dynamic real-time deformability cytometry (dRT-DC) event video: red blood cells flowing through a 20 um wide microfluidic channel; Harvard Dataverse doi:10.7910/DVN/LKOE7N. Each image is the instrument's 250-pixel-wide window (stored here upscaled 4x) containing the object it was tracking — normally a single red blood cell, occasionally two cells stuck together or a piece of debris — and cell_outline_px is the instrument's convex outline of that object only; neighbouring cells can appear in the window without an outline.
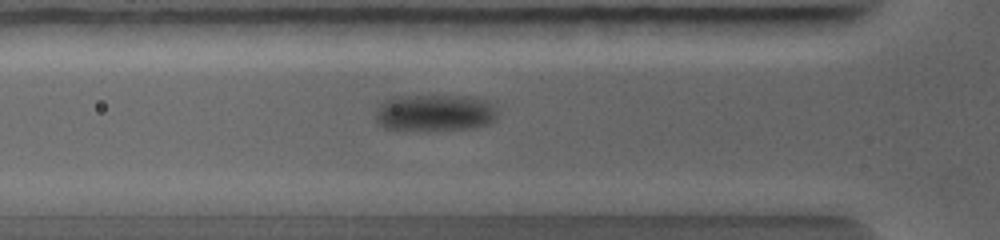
{"species": "common noctule bat (a hibernating species)", "species_latin": "Nyctalus noctula", "temperature_condition": "warm", "stored_images_in_passage": 10, "camera_frame_rate_fps": 5000, "um_per_image_px": 0.085, "animal": {"sex": "female", "body_mass_g": 19.0, "forearm_length_mm": 56.7}, "frame": {"image": 1, "passage_image": 7, "time_ms": 2.2, "image_size_px": [1000, 240], "cell_outline_px": [[496, 116], [488, 124], [468, 128], [384, 128], [376, 120], [376, 108], [384, 100], [392, 96], [468, 96], [484, 100], [492, 104], [496, 108]], "centroid_in_image_um": [36.93, 9.54], "position_along_channel_um": 88.9, "area_um2": 25.32}}
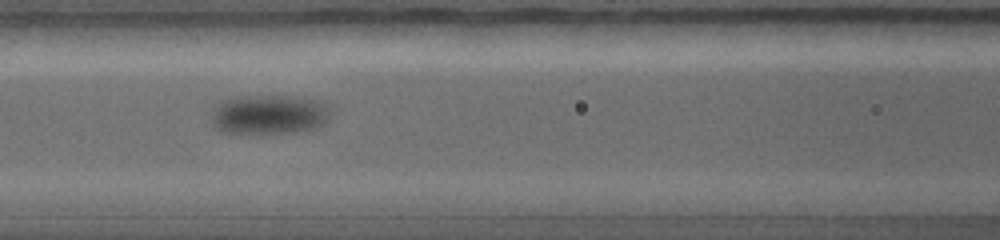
{"frame": {"image": 2, "passage_image": 9, "time_ms": 3.2, "image_size_px": [1000, 240], "cell_outline_px": [[328, 120], [316, 128], [296, 132], [228, 132], [216, 128], [212, 124], [212, 116], [216, 108], [224, 100], [236, 96], [292, 96], [312, 100], [324, 104], [328, 112]], "centroid_in_image_um": [22.86, 9.72], "position_along_channel_um": 143.7, "area_um2": 26.59}}